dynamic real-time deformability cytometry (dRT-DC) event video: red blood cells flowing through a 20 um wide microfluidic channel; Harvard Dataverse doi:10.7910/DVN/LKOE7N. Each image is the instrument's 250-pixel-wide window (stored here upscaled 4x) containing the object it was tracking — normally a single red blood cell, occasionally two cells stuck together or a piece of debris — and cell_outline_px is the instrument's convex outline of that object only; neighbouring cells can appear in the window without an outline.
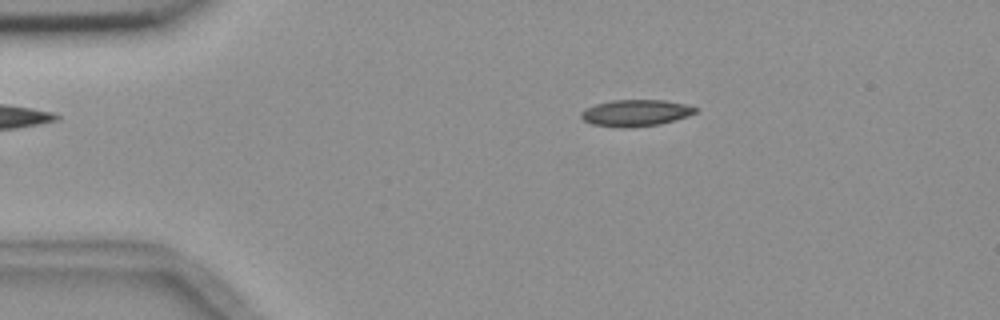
{"species": "common noctule bat (a hibernating species)", "species_latin": "Nyctalus noctula", "temperature_condition": "room temperature", "stored_images_in_passage": 8, "camera_frame_rate_fps": 3000, "um_per_image_px": 0.085, "animal": {"sex": "female", "body_mass_g": 18.4}, "frame": {"image": 1, "passage_image": 3, "time_ms": 2.333, "image_size_px": [1000, 320], "cell_outline_px": [[696, 112], [688, 116], [660, 124], [628, 128], [620, 128], [592, 124], [584, 120], [580, 116], [580, 112], [596, 104], [612, 100], [664, 100], [684, 104], [696, 108]], "centroid_in_image_um": [54.01, 9.61], "position_along_channel_um": 31.0, "area_um2": 17.57}}
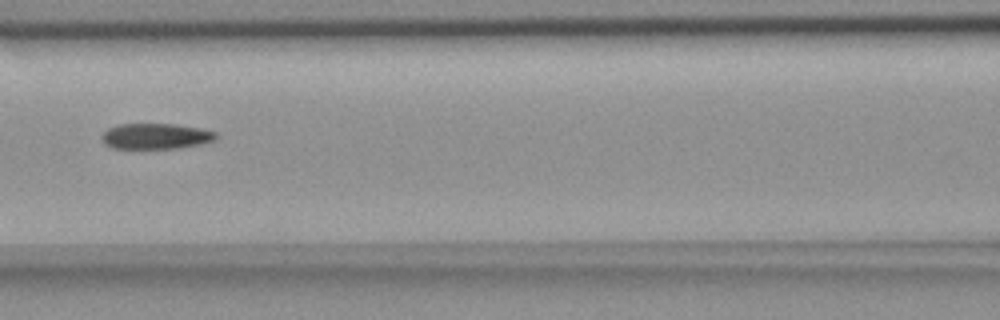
{"frame": {"image": 2, "passage_image": 7, "time_ms": 7.0, "image_size_px": [1000, 320], "cell_outline_px": [[220, 136], [216, 140], [200, 144], [180, 148], [112, 148], [104, 144], [100, 136], [108, 128], [120, 124], [176, 124], [200, 128], [216, 132]], "centroid_in_image_um": [13.26, 11.57], "position_along_channel_um": 153.3, "area_um2": 17.22}}
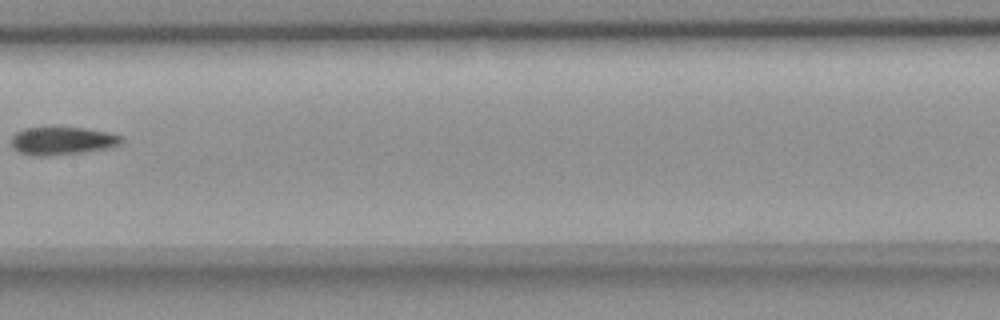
{"frame": {"image": 3, "passage_image": 8, "time_ms": 8.333, "image_size_px": [1000, 320], "cell_outline_px": [[124, 140], [120, 144], [112, 148], [48, 156], [36, 156], [20, 152], [12, 144], [12, 136], [16, 132], [24, 128], [52, 124], [84, 128], [108, 132], [120, 136]], "centroid_in_image_um": [5.29, 11.92], "position_along_channel_um": 202.1, "area_um2": 18.55}}